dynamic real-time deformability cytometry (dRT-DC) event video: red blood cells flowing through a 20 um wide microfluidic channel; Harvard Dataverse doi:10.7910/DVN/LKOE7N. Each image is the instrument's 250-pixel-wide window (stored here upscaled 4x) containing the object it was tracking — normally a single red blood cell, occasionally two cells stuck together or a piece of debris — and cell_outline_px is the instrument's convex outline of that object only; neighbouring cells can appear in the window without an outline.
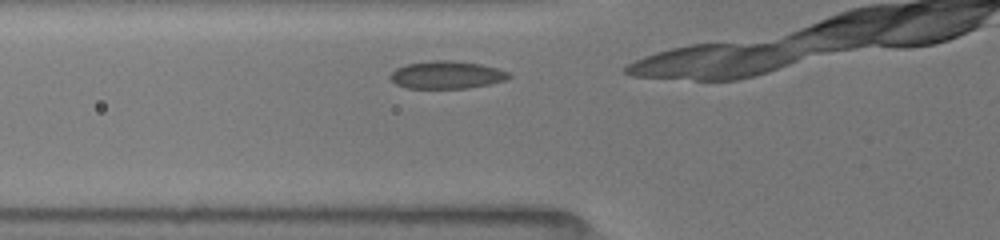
{"species": "common noctule bat (a hibernating species)", "species_latin": "Nyctalus noctula", "temperature_condition": "room temperature", "stored_images_in_passage": 5, "camera_frame_rate_fps": 3000, "um_per_image_px": 0.085, "animal": {"sex": "female", "body_mass_g": 19.5, "forearm_length_mm": 54.1}, "frame": {"image": 1, "passage_image": 2, "time_ms": 0.333, "image_size_px": [1000, 240], "cell_outline_px": [[512, 76], [504, 80], [488, 84], [468, 88], [404, 88], [396, 84], [388, 76], [396, 68], [404, 64], [432, 60], [452, 60], [480, 64], [496, 68], [508, 72]], "centroid_in_image_um": [37.92, 6.36], "position_along_channel_um": 87.9, "area_um2": 19.13}}